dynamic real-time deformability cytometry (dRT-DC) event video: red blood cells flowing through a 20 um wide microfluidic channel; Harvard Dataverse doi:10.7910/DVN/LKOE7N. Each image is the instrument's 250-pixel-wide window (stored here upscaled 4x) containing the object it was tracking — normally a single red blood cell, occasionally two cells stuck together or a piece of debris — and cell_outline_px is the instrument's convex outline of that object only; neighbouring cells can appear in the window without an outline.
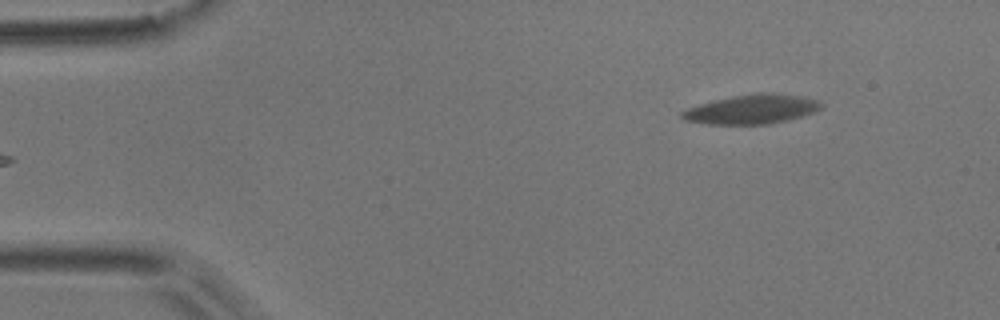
{"species": "common noctule bat (a hibernating species)", "species_latin": "Nyctalus noctula", "temperature_condition": "room temperature", "stored_images_in_passage": 4, "camera_frame_rate_fps": 3000, "um_per_image_px": 0.085, "animal": {"sex": "male", "body_mass_g": 17.9}, "frame": {"image": 1, "passage_image": 4, "time_ms": 1.0, "image_size_px": [1000, 320], "cell_outline_px": [[824, 104], [816, 112], [788, 120], [768, 124], [708, 124], [684, 120], [680, 116], [680, 112], [688, 108], [700, 104], [732, 96], [760, 92], [772, 92], [800, 96], [820, 100]], "centroid_in_image_um": [63.94, 9.28], "position_along_channel_um": 21.1, "area_um2": 23.87}}